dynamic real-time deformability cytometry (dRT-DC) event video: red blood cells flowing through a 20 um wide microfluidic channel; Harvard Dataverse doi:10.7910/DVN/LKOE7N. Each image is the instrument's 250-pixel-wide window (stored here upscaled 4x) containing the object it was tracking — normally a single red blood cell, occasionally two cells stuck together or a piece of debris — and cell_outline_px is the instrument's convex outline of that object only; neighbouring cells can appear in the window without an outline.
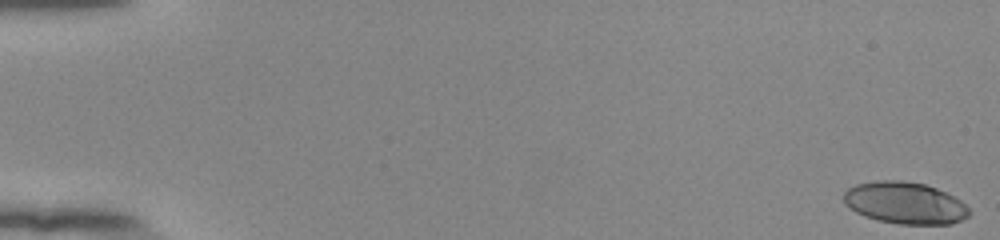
{"species": "human", "species_latin": "Homo sapiens", "temperature_condition": "room temperature", "stored_images_in_passage": 55, "camera_frame_rate_fps": 3000, "um_per_image_px": 0.085, "donor": {"sex": "female"}, "frame": {"image": 1, "passage_image": 1, "time_ms": 0.0, "image_size_px": [1000, 240], "cell_outline_px": [[972, 212], [968, 216], [952, 224], [900, 224], [880, 220], [864, 216], [856, 212], [844, 204], [844, 192], [848, 188], [856, 184], [876, 180], [900, 180], [924, 184], [936, 188], [960, 200]], "centroid_in_image_um": [76.9, 17.25], "position_along_channel_um": 8.1, "area_um2": 30.52}}
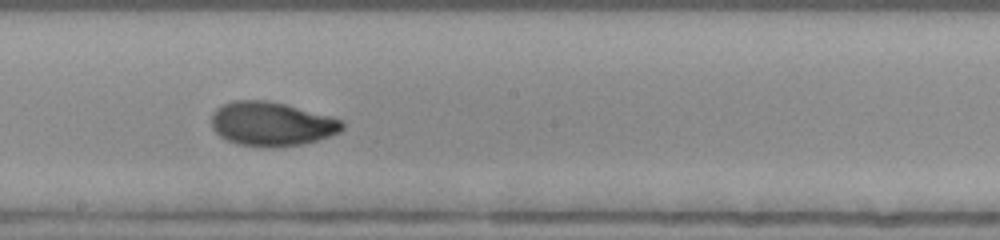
{"frame": {"image": 2, "passage_image": 32, "time_ms": 10.333, "image_size_px": [1000, 240], "cell_outline_px": [[344, 128], [340, 132], [316, 140], [300, 144], [264, 148], [240, 144], [228, 140], [220, 136], [212, 128], [212, 112], [216, 108], [232, 100], [268, 100], [284, 104], [328, 116], [340, 120], [344, 124]], "centroid_in_image_um": [23.04, 10.53], "position_along_channel_um": 225.2, "area_um2": 33.23}}
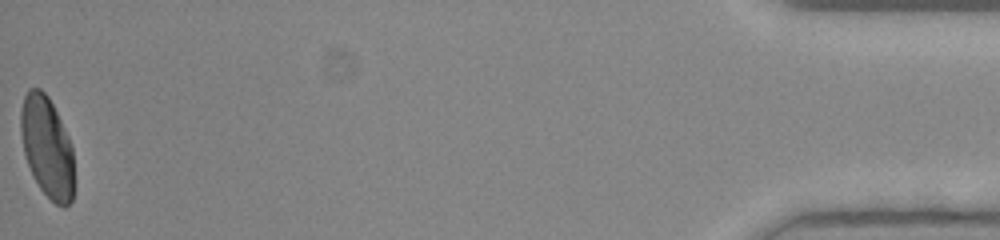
{"frame": {"image": 3, "passage_image": 55, "time_ms": 18.0, "image_size_px": [1000, 240], "cell_outline_px": [[72, 200], [64, 208], [56, 204], [40, 188], [32, 176], [24, 152], [20, 132], [20, 112], [24, 96], [28, 88], [40, 88], [48, 96], [68, 136], [72, 148]], "centroid_in_image_um": [3.96, 12.47], "position_along_channel_um": 431.2, "area_um2": 30.98}, "authors_computed_cell_mechanics": {"area_um2": 31.6744, "velocity_mm_per_s": 3.8741, "shape_relaxation_time_tau1_ms": 5.5397, "shape_relaxation_time_tau2_ms": 1.1175, "deformation_change_tau1": 0.1932, "deformation_change_tau2": 0.0483}}